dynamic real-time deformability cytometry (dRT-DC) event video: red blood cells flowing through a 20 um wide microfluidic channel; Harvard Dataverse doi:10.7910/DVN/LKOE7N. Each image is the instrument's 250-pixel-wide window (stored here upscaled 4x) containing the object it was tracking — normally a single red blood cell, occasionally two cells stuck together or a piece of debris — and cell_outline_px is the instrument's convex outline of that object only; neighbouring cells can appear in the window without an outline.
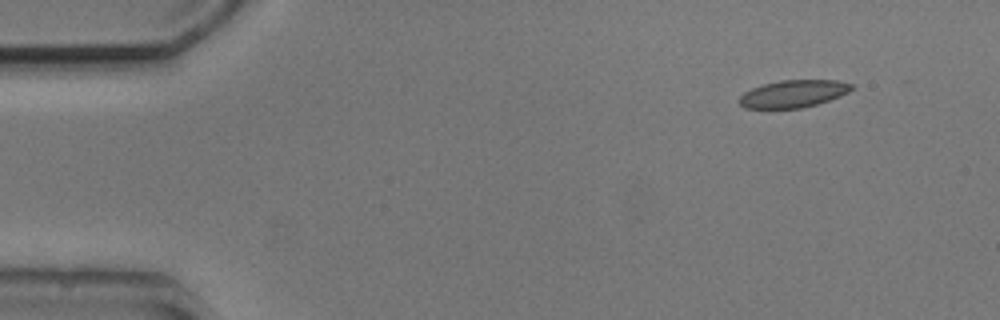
{"species": "common noctule bat (a hibernating species)", "species_latin": "Nyctalus noctula", "temperature_condition": "cold", "stored_images_in_passage": 4, "camera_frame_rate_fps": 3000, "um_per_image_px": 0.085, "animal": {"sex": "male", "body_mass_g": 20.5, "forearm_length_mm": 52.5}, "frame": {"image": 1, "passage_image": 1, "time_ms": 0.0, "image_size_px": [1000, 320], "cell_outline_px": [[856, 88], [840, 96], [816, 104], [800, 108], [744, 108], [740, 104], [740, 96], [744, 92], [752, 88], [764, 84], [780, 80], [836, 80], [856, 84]], "centroid_in_image_um": [67.48, 7.95], "position_along_channel_um": 17.5, "area_um2": 17.92}}
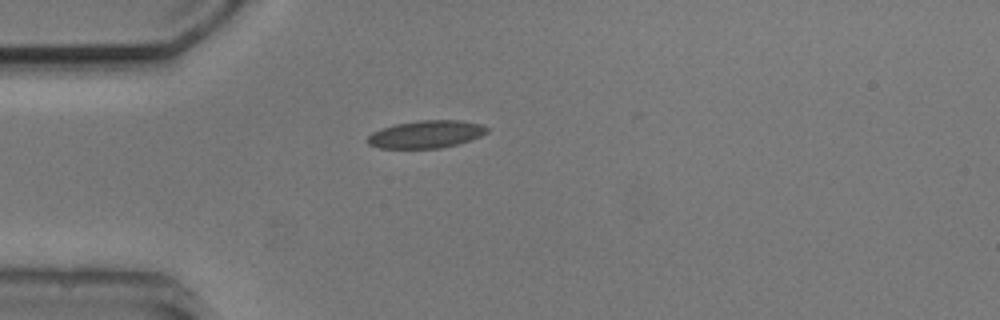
{"frame": {"image": 2, "passage_image": 3, "time_ms": 3.0, "image_size_px": [1000, 320], "cell_outline_px": [[488, 132], [480, 136], [456, 144], [440, 148], [380, 148], [368, 144], [364, 140], [372, 132], [396, 124], [420, 120], [460, 120], [480, 124], [488, 128]], "centroid_in_image_um": [36.19, 11.41], "position_along_channel_um": 48.8, "area_um2": 19.02}}